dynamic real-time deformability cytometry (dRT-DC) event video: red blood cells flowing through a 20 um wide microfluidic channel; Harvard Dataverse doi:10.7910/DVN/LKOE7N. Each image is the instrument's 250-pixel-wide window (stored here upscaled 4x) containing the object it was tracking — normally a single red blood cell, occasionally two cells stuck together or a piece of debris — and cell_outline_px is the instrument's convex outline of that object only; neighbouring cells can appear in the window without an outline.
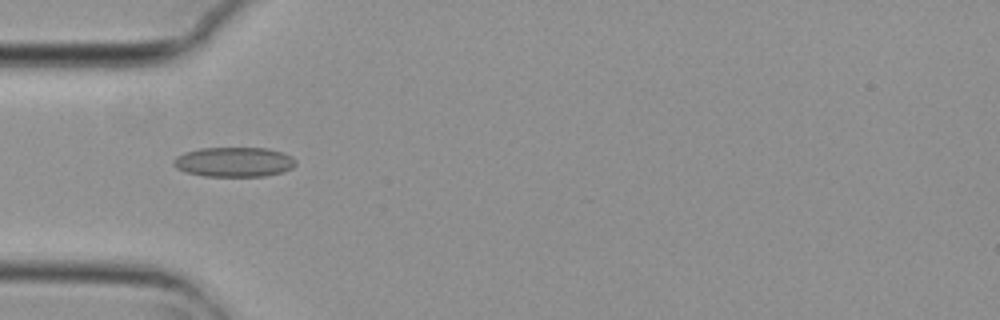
{"species": "common noctule bat (a hibernating species)", "species_latin": "Nyctalus noctula", "temperature_condition": "cold", "stored_images_in_passage": 6, "camera_frame_rate_fps": 3000, "um_per_image_px": 0.085, "animal": {"sex": "female", "body_mass_g": 29.2, "forearm_length_mm": 56.3}, "frame": {"image": 1, "passage_image": 2, "time_ms": 0.333, "image_size_px": [1000, 320], "cell_outline_px": [[296, 164], [292, 168], [284, 172], [264, 176], [204, 176], [184, 172], [176, 168], [172, 164], [172, 160], [176, 156], [184, 152], [200, 148], [268, 148], [292, 156], [296, 160]], "centroid_in_image_um": [19.87, 13.77], "position_along_channel_um": 65.1, "area_um2": 21.39}}
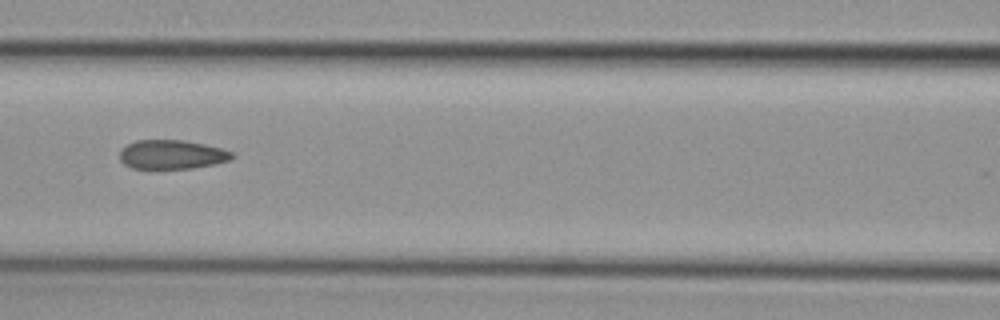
{"frame": {"image": 2, "passage_image": 4, "time_ms": 1.0, "image_size_px": [1000, 320], "cell_outline_px": [[236, 156], [228, 160], [216, 164], [192, 168], [132, 168], [124, 164], [120, 160], [120, 148], [136, 140], [184, 140], [204, 144], [236, 152]], "centroid_in_image_um": [14.63, 13.13], "position_along_channel_um": 152.0, "area_um2": 19.13}}
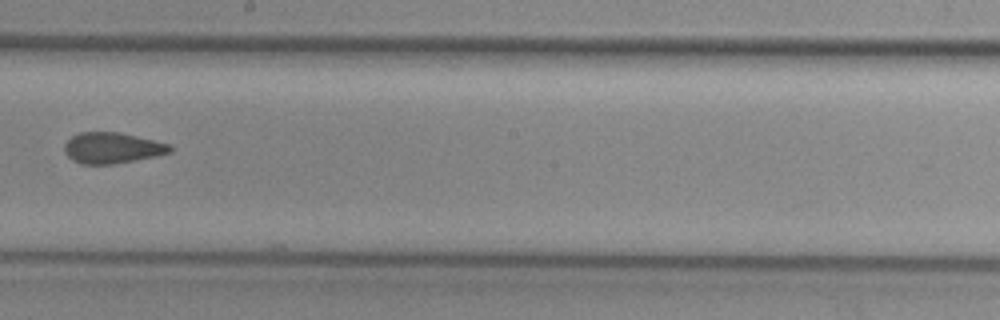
{"frame": {"image": 3, "passage_image": 6, "time_ms": 1.667, "image_size_px": [1000, 320], "cell_outline_px": [[172, 152], [156, 156], [112, 164], [80, 164], [72, 160], [64, 152], [64, 144], [72, 136], [80, 132], [120, 132], [172, 144]], "centroid_in_image_um": [9.54, 12.57], "position_along_channel_um": 238.7, "area_um2": 19.13}}